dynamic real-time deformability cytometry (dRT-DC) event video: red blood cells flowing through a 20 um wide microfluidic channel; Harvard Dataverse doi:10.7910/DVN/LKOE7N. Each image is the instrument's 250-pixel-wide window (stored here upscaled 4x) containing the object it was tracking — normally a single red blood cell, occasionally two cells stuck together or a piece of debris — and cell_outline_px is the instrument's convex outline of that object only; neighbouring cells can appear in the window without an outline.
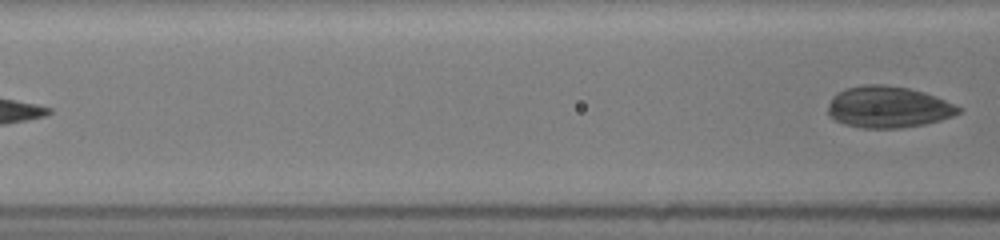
{"species": "common noctule bat (a hibernating species)", "species_latin": "Nyctalus noctula", "temperature_condition": "room temperature", "stored_images_in_passage": 9, "segment_of_instrument_passage": [2, 2], "camera_frame_rate_fps": 3000, "um_per_image_px": 0.085, "animal": {"sex": "female", "body_mass_g": 19.5, "forearm_length_mm": 54.1}, "frame": {"image": 1, "passage_image": 9, "time_ms": 4.667, "image_size_px": [1000, 240], "cell_outline_px": [[964, 108], [960, 112], [952, 116], [940, 120], [924, 124], [900, 128], [860, 128], [844, 124], [828, 116], [828, 104], [832, 96], [836, 92], [844, 88], [864, 84], [884, 84], [908, 88], [924, 92], [936, 96]], "centroid_in_image_um": [75.47, 9.09], "position_along_channel_um": 91.1, "area_um2": 31.91}}